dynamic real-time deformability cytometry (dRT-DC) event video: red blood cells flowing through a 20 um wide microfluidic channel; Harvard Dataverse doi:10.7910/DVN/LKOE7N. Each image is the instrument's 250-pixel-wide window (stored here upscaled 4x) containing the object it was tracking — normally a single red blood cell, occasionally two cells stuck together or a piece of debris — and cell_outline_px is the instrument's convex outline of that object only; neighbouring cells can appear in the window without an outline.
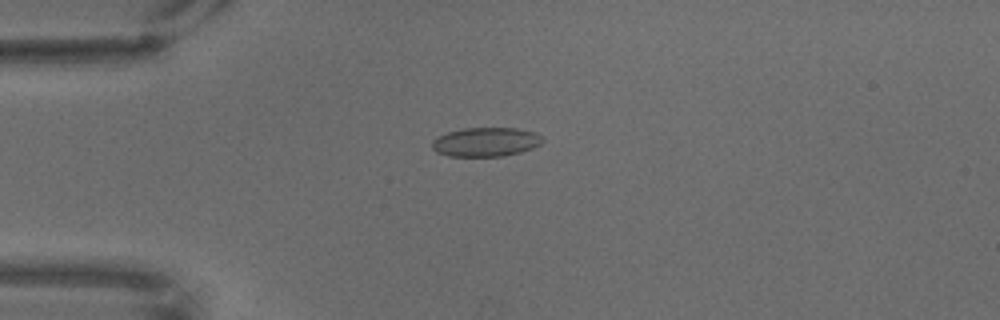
{"species": "common noctule bat (a hibernating species)", "species_latin": "Nyctalus noctula", "temperature_condition": "warm", "stored_images_in_passage": 9, "camera_frame_rate_fps": 3000, "um_per_image_px": 0.085, "animal": {"sex": "male", "body_mass_g": 18.8}, "frame": {"image": 1, "passage_image": 2, "time_ms": 0.333, "image_size_px": [1000, 320], "cell_outline_px": [[544, 140], [540, 144], [532, 148], [520, 152], [504, 156], [448, 156], [436, 152], [432, 148], [432, 140], [436, 136], [448, 132], [464, 128], [516, 128], [536, 132], [544, 136]], "centroid_in_image_um": [41.3, 12.06], "position_along_channel_um": 43.7, "area_um2": 18.9}}
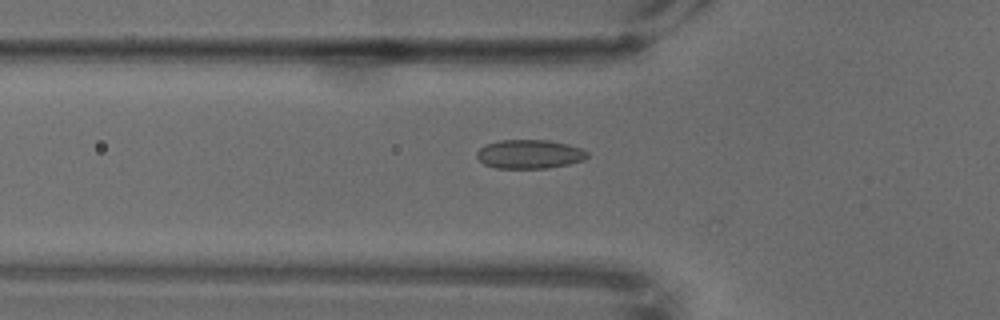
{"frame": {"image": 2, "passage_image": 8, "time_ms": 2.333, "image_size_px": [1000, 320], "cell_outline_px": [[588, 156], [584, 160], [568, 164], [548, 168], [496, 168], [484, 164], [476, 156], [476, 152], [484, 144], [500, 140], [548, 140], [568, 144], [580, 148], [588, 152]], "centroid_in_image_um": [44.99, 13.1], "position_along_channel_um": 80.8, "area_um2": 18.67}}